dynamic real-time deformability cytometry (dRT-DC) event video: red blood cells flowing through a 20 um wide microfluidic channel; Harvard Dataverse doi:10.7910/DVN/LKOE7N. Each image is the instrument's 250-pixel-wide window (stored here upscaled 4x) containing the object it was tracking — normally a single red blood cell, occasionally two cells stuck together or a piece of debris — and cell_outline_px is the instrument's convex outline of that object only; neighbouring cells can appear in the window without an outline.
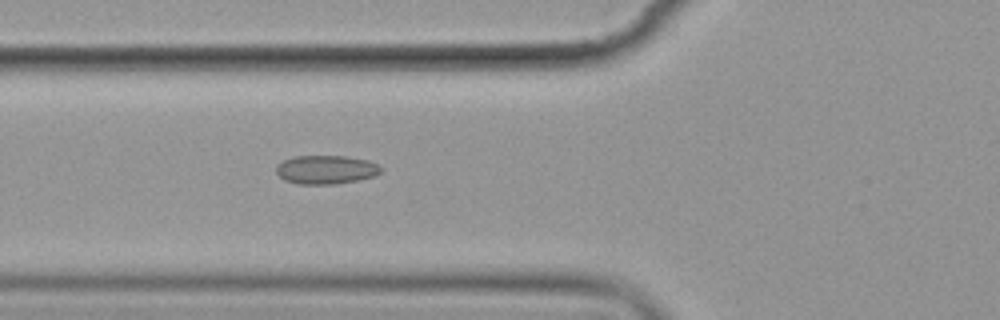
{"species": "common noctule bat (a hibernating species)", "species_latin": "Nyctalus noctula", "temperature_condition": "cold", "stored_images_in_passage": 6, "camera_frame_rate_fps": 3000, "um_per_image_px": 0.085, "animal": {"sex": "female", "body_mass_g": 19.9}, "frame": {"image": 1, "passage_image": 6, "time_ms": 6.667, "image_size_px": [1000, 320], "cell_outline_px": [[384, 168], [376, 176], [336, 184], [296, 184], [284, 180], [276, 172], [276, 164], [284, 160], [296, 156], [348, 156], [368, 160]], "centroid_in_image_um": [27.71, 14.42], "position_along_channel_um": 98.1, "area_um2": 17.63}}